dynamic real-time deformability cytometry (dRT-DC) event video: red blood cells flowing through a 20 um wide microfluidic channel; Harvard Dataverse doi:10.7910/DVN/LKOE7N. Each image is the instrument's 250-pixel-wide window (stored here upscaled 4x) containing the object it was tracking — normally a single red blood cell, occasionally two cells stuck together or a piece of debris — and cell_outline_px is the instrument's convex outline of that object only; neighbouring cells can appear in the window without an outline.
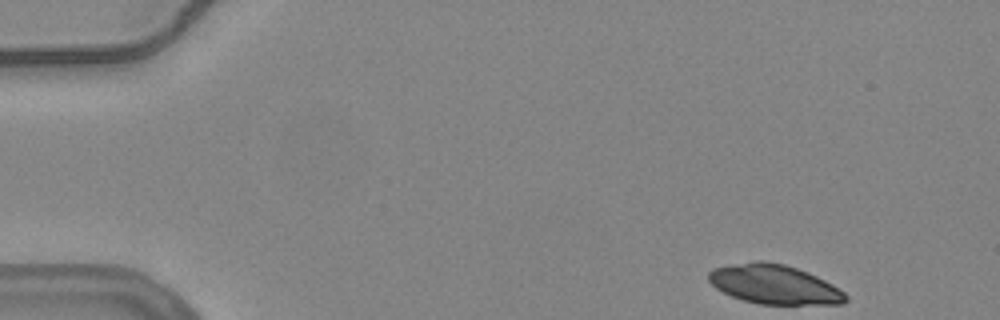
{"species": "common noctule bat (a hibernating species)", "species_latin": "Nyctalus noctula", "temperature_condition": "warm", "stored_images_in_passage": 50, "camera_frame_rate_fps": 3000, "um_per_image_px": 0.085, "animal": {"sex": "female", "body_mass_g": 24.6, "forearm_length_mm": 56.2}, "frame": {"image": 1, "passage_image": 1, "time_ms": 0.0, "image_size_px": [1000, 320], "cell_outline_px": [[848, 300], [844, 304], [760, 304], [744, 300], [732, 296], [716, 288], [708, 280], [708, 272], [712, 268], [732, 264], [756, 260], [764, 260], [784, 264], [808, 272], [832, 284], [844, 292], [848, 296]], "centroid_in_image_um": [65.81, 24.16], "position_along_channel_um": 19.2, "area_um2": 31.44}}
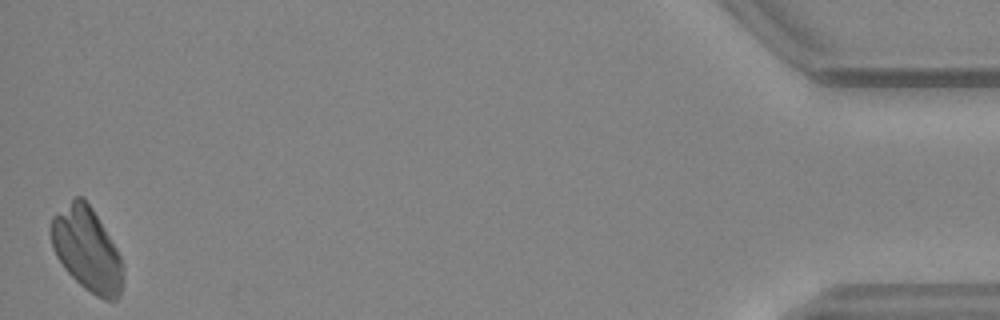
{"frame": {"image": 2, "passage_image": 50, "time_ms": 16.333, "image_size_px": [1000, 320], "cell_outline_px": [[120, 296], [116, 300], [104, 300], [96, 296], [84, 288], [64, 268], [56, 256], [52, 248], [52, 216], [72, 196], [80, 196], [92, 208], [116, 248], [120, 256]], "centroid_in_image_um": [7.34, 21.17], "position_along_channel_um": 427.9, "area_um2": 34.33}}